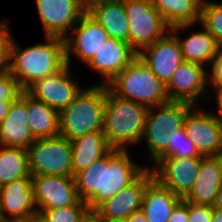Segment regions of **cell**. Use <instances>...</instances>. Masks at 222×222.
Masks as SVG:
<instances>
[{"instance_id":"1","label":"cell","mask_w":222,"mask_h":222,"mask_svg":"<svg viewBox=\"0 0 222 222\" xmlns=\"http://www.w3.org/2000/svg\"><path fill=\"white\" fill-rule=\"evenodd\" d=\"M127 152L111 148L74 175L78 197L88 204L90 211L131 184L147 168L134 162Z\"/></svg>"},{"instance_id":"2","label":"cell","mask_w":222,"mask_h":222,"mask_svg":"<svg viewBox=\"0 0 222 222\" xmlns=\"http://www.w3.org/2000/svg\"><path fill=\"white\" fill-rule=\"evenodd\" d=\"M45 43L22 49L12 38L10 73L26 91L36 81L50 76L66 65L64 39L45 36Z\"/></svg>"},{"instance_id":"3","label":"cell","mask_w":222,"mask_h":222,"mask_svg":"<svg viewBox=\"0 0 222 222\" xmlns=\"http://www.w3.org/2000/svg\"><path fill=\"white\" fill-rule=\"evenodd\" d=\"M148 110L144 105L115 95L106 85L103 132L108 145L128 150L129 145L139 144Z\"/></svg>"},{"instance_id":"4","label":"cell","mask_w":222,"mask_h":222,"mask_svg":"<svg viewBox=\"0 0 222 222\" xmlns=\"http://www.w3.org/2000/svg\"><path fill=\"white\" fill-rule=\"evenodd\" d=\"M106 85L95 84L82 89L59 113V135L72 141L86 134L103 131Z\"/></svg>"},{"instance_id":"5","label":"cell","mask_w":222,"mask_h":222,"mask_svg":"<svg viewBox=\"0 0 222 222\" xmlns=\"http://www.w3.org/2000/svg\"><path fill=\"white\" fill-rule=\"evenodd\" d=\"M107 87L115 95L148 108L169 102L166 85L138 56Z\"/></svg>"},{"instance_id":"6","label":"cell","mask_w":222,"mask_h":222,"mask_svg":"<svg viewBox=\"0 0 222 222\" xmlns=\"http://www.w3.org/2000/svg\"><path fill=\"white\" fill-rule=\"evenodd\" d=\"M27 155L31 176H72L71 141L60 135L35 139Z\"/></svg>"},{"instance_id":"7","label":"cell","mask_w":222,"mask_h":222,"mask_svg":"<svg viewBox=\"0 0 222 222\" xmlns=\"http://www.w3.org/2000/svg\"><path fill=\"white\" fill-rule=\"evenodd\" d=\"M123 5L129 21L128 43L137 53L170 31L149 0H123Z\"/></svg>"},{"instance_id":"8","label":"cell","mask_w":222,"mask_h":222,"mask_svg":"<svg viewBox=\"0 0 222 222\" xmlns=\"http://www.w3.org/2000/svg\"><path fill=\"white\" fill-rule=\"evenodd\" d=\"M206 69L208 71L199 64L182 62L166 84L169 101L187 102L194 106H199L198 100L202 96H207V100L211 101L213 95H207L209 84Z\"/></svg>"},{"instance_id":"9","label":"cell","mask_w":222,"mask_h":222,"mask_svg":"<svg viewBox=\"0 0 222 222\" xmlns=\"http://www.w3.org/2000/svg\"><path fill=\"white\" fill-rule=\"evenodd\" d=\"M183 127L190 141L203 156H219L222 150V126L213 112L194 106L185 116Z\"/></svg>"},{"instance_id":"10","label":"cell","mask_w":222,"mask_h":222,"mask_svg":"<svg viewBox=\"0 0 222 222\" xmlns=\"http://www.w3.org/2000/svg\"><path fill=\"white\" fill-rule=\"evenodd\" d=\"M31 176L6 183L0 187L1 222H28L37 217Z\"/></svg>"},{"instance_id":"11","label":"cell","mask_w":222,"mask_h":222,"mask_svg":"<svg viewBox=\"0 0 222 222\" xmlns=\"http://www.w3.org/2000/svg\"><path fill=\"white\" fill-rule=\"evenodd\" d=\"M154 180L151 168H146L131 184L100 203L92 212L97 218L127 220L140 211L147 186Z\"/></svg>"},{"instance_id":"12","label":"cell","mask_w":222,"mask_h":222,"mask_svg":"<svg viewBox=\"0 0 222 222\" xmlns=\"http://www.w3.org/2000/svg\"><path fill=\"white\" fill-rule=\"evenodd\" d=\"M70 70V65L66 64L58 72L36 81L26 92L60 113L82 90Z\"/></svg>"},{"instance_id":"13","label":"cell","mask_w":222,"mask_h":222,"mask_svg":"<svg viewBox=\"0 0 222 222\" xmlns=\"http://www.w3.org/2000/svg\"><path fill=\"white\" fill-rule=\"evenodd\" d=\"M201 158H161L151 169L154 179L184 199L192 190Z\"/></svg>"},{"instance_id":"14","label":"cell","mask_w":222,"mask_h":222,"mask_svg":"<svg viewBox=\"0 0 222 222\" xmlns=\"http://www.w3.org/2000/svg\"><path fill=\"white\" fill-rule=\"evenodd\" d=\"M34 201L38 210H51L76 205L77 194L74 176H31Z\"/></svg>"},{"instance_id":"15","label":"cell","mask_w":222,"mask_h":222,"mask_svg":"<svg viewBox=\"0 0 222 222\" xmlns=\"http://www.w3.org/2000/svg\"><path fill=\"white\" fill-rule=\"evenodd\" d=\"M45 36L66 38L86 12L79 0H35Z\"/></svg>"},{"instance_id":"16","label":"cell","mask_w":222,"mask_h":222,"mask_svg":"<svg viewBox=\"0 0 222 222\" xmlns=\"http://www.w3.org/2000/svg\"><path fill=\"white\" fill-rule=\"evenodd\" d=\"M71 30L75 35L69 32L64 38L65 59L68 65H71L72 55L87 64L108 38L107 32L87 12L80 17L78 23Z\"/></svg>"},{"instance_id":"17","label":"cell","mask_w":222,"mask_h":222,"mask_svg":"<svg viewBox=\"0 0 222 222\" xmlns=\"http://www.w3.org/2000/svg\"><path fill=\"white\" fill-rule=\"evenodd\" d=\"M138 57L165 85L179 65L184 62L179 41L171 31L153 44L143 48L138 53Z\"/></svg>"},{"instance_id":"18","label":"cell","mask_w":222,"mask_h":222,"mask_svg":"<svg viewBox=\"0 0 222 222\" xmlns=\"http://www.w3.org/2000/svg\"><path fill=\"white\" fill-rule=\"evenodd\" d=\"M137 56L129 43L108 37L86 65L104 77L98 84L107 85Z\"/></svg>"},{"instance_id":"19","label":"cell","mask_w":222,"mask_h":222,"mask_svg":"<svg viewBox=\"0 0 222 222\" xmlns=\"http://www.w3.org/2000/svg\"><path fill=\"white\" fill-rule=\"evenodd\" d=\"M34 140L29 128L26 91H23L0 123V145L27 149Z\"/></svg>"},{"instance_id":"20","label":"cell","mask_w":222,"mask_h":222,"mask_svg":"<svg viewBox=\"0 0 222 222\" xmlns=\"http://www.w3.org/2000/svg\"><path fill=\"white\" fill-rule=\"evenodd\" d=\"M221 187V157H202L195 184L184 200L197 205L213 206L218 190Z\"/></svg>"},{"instance_id":"21","label":"cell","mask_w":222,"mask_h":222,"mask_svg":"<svg viewBox=\"0 0 222 222\" xmlns=\"http://www.w3.org/2000/svg\"><path fill=\"white\" fill-rule=\"evenodd\" d=\"M191 29L193 25H179L170 28V31L177 37L184 61L199 64L207 68V64L212 63L218 50V44L214 37L204 28L203 31H197L188 37L180 38V31Z\"/></svg>"},{"instance_id":"22","label":"cell","mask_w":222,"mask_h":222,"mask_svg":"<svg viewBox=\"0 0 222 222\" xmlns=\"http://www.w3.org/2000/svg\"><path fill=\"white\" fill-rule=\"evenodd\" d=\"M182 200L154 179L144 192L141 212L147 222H168L174 208Z\"/></svg>"},{"instance_id":"23","label":"cell","mask_w":222,"mask_h":222,"mask_svg":"<svg viewBox=\"0 0 222 222\" xmlns=\"http://www.w3.org/2000/svg\"><path fill=\"white\" fill-rule=\"evenodd\" d=\"M107 32L108 37L128 43V17L123 0H113L93 5L86 11Z\"/></svg>"},{"instance_id":"24","label":"cell","mask_w":222,"mask_h":222,"mask_svg":"<svg viewBox=\"0 0 222 222\" xmlns=\"http://www.w3.org/2000/svg\"><path fill=\"white\" fill-rule=\"evenodd\" d=\"M72 176L89 167L94 161L104 156L111 147L103 131H96L71 141Z\"/></svg>"},{"instance_id":"25","label":"cell","mask_w":222,"mask_h":222,"mask_svg":"<svg viewBox=\"0 0 222 222\" xmlns=\"http://www.w3.org/2000/svg\"><path fill=\"white\" fill-rule=\"evenodd\" d=\"M26 108L31 134L34 139L59 136V113L26 92Z\"/></svg>"},{"instance_id":"26","label":"cell","mask_w":222,"mask_h":222,"mask_svg":"<svg viewBox=\"0 0 222 222\" xmlns=\"http://www.w3.org/2000/svg\"><path fill=\"white\" fill-rule=\"evenodd\" d=\"M149 2L170 28L195 25L200 21L203 0H149Z\"/></svg>"},{"instance_id":"27","label":"cell","mask_w":222,"mask_h":222,"mask_svg":"<svg viewBox=\"0 0 222 222\" xmlns=\"http://www.w3.org/2000/svg\"><path fill=\"white\" fill-rule=\"evenodd\" d=\"M169 136L170 132L161 125V105L149 108L141 141L143 139L146 141L151 162H154L168 148Z\"/></svg>"},{"instance_id":"28","label":"cell","mask_w":222,"mask_h":222,"mask_svg":"<svg viewBox=\"0 0 222 222\" xmlns=\"http://www.w3.org/2000/svg\"><path fill=\"white\" fill-rule=\"evenodd\" d=\"M27 176H31L27 149L0 145V187Z\"/></svg>"},{"instance_id":"29","label":"cell","mask_w":222,"mask_h":222,"mask_svg":"<svg viewBox=\"0 0 222 222\" xmlns=\"http://www.w3.org/2000/svg\"><path fill=\"white\" fill-rule=\"evenodd\" d=\"M202 158L196 146L190 141L184 127L170 132L168 148L153 162L154 165L161 158Z\"/></svg>"},{"instance_id":"30","label":"cell","mask_w":222,"mask_h":222,"mask_svg":"<svg viewBox=\"0 0 222 222\" xmlns=\"http://www.w3.org/2000/svg\"><path fill=\"white\" fill-rule=\"evenodd\" d=\"M89 212L88 204L80 200L76 205L38 210L37 218L42 222H81Z\"/></svg>"},{"instance_id":"31","label":"cell","mask_w":222,"mask_h":222,"mask_svg":"<svg viewBox=\"0 0 222 222\" xmlns=\"http://www.w3.org/2000/svg\"><path fill=\"white\" fill-rule=\"evenodd\" d=\"M199 24L222 46V3L203 0Z\"/></svg>"},{"instance_id":"32","label":"cell","mask_w":222,"mask_h":222,"mask_svg":"<svg viewBox=\"0 0 222 222\" xmlns=\"http://www.w3.org/2000/svg\"><path fill=\"white\" fill-rule=\"evenodd\" d=\"M193 107L190 103L176 101L161 105V125L168 132L182 128L185 116Z\"/></svg>"},{"instance_id":"33","label":"cell","mask_w":222,"mask_h":222,"mask_svg":"<svg viewBox=\"0 0 222 222\" xmlns=\"http://www.w3.org/2000/svg\"><path fill=\"white\" fill-rule=\"evenodd\" d=\"M8 24L7 20L0 19V76L10 72V45L14 37Z\"/></svg>"},{"instance_id":"34","label":"cell","mask_w":222,"mask_h":222,"mask_svg":"<svg viewBox=\"0 0 222 222\" xmlns=\"http://www.w3.org/2000/svg\"><path fill=\"white\" fill-rule=\"evenodd\" d=\"M22 92L18 81L10 72L0 76V102L15 101Z\"/></svg>"},{"instance_id":"35","label":"cell","mask_w":222,"mask_h":222,"mask_svg":"<svg viewBox=\"0 0 222 222\" xmlns=\"http://www.w3.org/2000/svg\"><path fill=\"white\" fill-rule=\"evenodd\" d=\"M208 71V84L215 89L214 92H222V46L218 47L217 54L213 59ZM210 72V73H209Z\"/></svg>"},{"instance_id":"36","label":"cell","mask_w":222,"mask_h":222,"mask_svg":"<svg viewBox=\"0 0 222 222\" xmlns=\"http://www.w3.org/2000/svg\"><path fill=\"white\" fill-rule=\"evenodd\" d=\"M213 206L197 205L189 202L188 222H211Z\"/></svg>"},{"instance_id":"37","label":"cell","mask_w":222,"mask_h":222,"mask_svg":"<svg viewBox=\"0 0 222 222\" xmlns=\"http://www.w3.org/2000/svg\"><path fill=\"white\" fill-rule=\"evenodd\" d=\"M189 202L184 199L174 208L168 222H188Z\"/></svg>"},{"instance_id":"38","label":"cell","mask_w":222,"mask_h":222,"mask_svg":"<svg viewBox=\"0 0 222 222\" xmlns=\"http://www.w3.org/2000/svg\"><path fill=\"white\" fill-rule=\"evenodd\" d=\"M214 96H216L214 100L216 101L217 109L219 110L217 114L213 112V115L215 119L218 121V123L222 126V92L216 93Z\"/></svg>"},{"instance_id":"39","label":"cell","mask_w":222,"mask_h":222,"mask_svg":"<svg viewBox=\"0 0 222 222\" xmlns=\"http://www.w3.org/2000/svg\"><path fill=\"white\" fill-rule=\"evenodd\" d=\"M125 222H147V219L140 210L131 214Z\"/></svg>"},{"instance_id":"40","label":"cell","mask_w":222,"mask_h":222,"mask_svg":"<svg viewBox=\"0 0 222 222\" xmlns=\"http://www.w3.org/2000/svg\"><path fill=\"white\" fill-rule=\"evenodd\" d=\"M13 101H1L0 102V123L4 120L8 114L9 107Z\"/></svg>"},{"instance_id":"41","label":"cell","mask_w":222,"mask_h":222,"mask_svg":"<svg viewBox=\"0 0 222 222\" xmlns=\"http://www.w3.org/2000/svg\"><path fill=\"white\" fill-rule=\"evenodd\" d=\"M79 1L82 7L84 8V10L87 11L93 5L103 3V2L113 1V0H79Z\"/></svg>"},{"instance_id":"42","label":"cell","mask_w":222,"mask_h":222,"mask_svg":"<svg viewBox=\"0 0 222 222\" xmlns=\"http://www.w3.org/2000/svg\"><path fill=\"white\" fill-rule=\"evenodd\" d=\"M213 208L222 209V187L218 190Z\"/></svg>"},{"instance_id":"43","label":"cell","mask_w":222,"mask_h":222,"mask_svg":"<svg viewBox=\"0 0 222 222\" xmlns=\"http://www.w3.org/2000/svg\"><path fill=\"white\" fill-rule=\"evenodd\" d=\"M211 222H222V209L213 208V215Z\"/></svg>"},{"instance_id":"44","label":"cell","mask_w":222,"mask_h":222,"mask_svg":"<svg viewBox=\"0 0 222 222\" xmlns=\"http://www.w3.org/2000/svg\"><path fill=\"white\" fill-rule=\"evenodd\" d=\"M81 222H99L97 216L90 211Z\"/></svg>"},{"instance_id":"45","label":"cell","mask_w":222,"mask_h":222,"mask_svg":"<svg viewBox=\"0 0 222 222\" xmlns=\"http://www.w3.org/2000/svg\"><path fill=\"white\" fill-rule=\"evenodd\" d=\"M99 222H125V220L108 219V218H97Z\"/></svg>"},{"instance_id":"46","label":"cell","mask_w":222,"mask_h":222,"mask_svg":"<svg viewBox=\"0 0 222 222\" xmlns=\"http://www.w3.org/2000/svg\"><path fill=\"white\" fill-rule=\"evenodd\" d=\"M28 222H42V221L39 220L37 217H34V218L30 219Z\"/></svg>"}]
</instances>
